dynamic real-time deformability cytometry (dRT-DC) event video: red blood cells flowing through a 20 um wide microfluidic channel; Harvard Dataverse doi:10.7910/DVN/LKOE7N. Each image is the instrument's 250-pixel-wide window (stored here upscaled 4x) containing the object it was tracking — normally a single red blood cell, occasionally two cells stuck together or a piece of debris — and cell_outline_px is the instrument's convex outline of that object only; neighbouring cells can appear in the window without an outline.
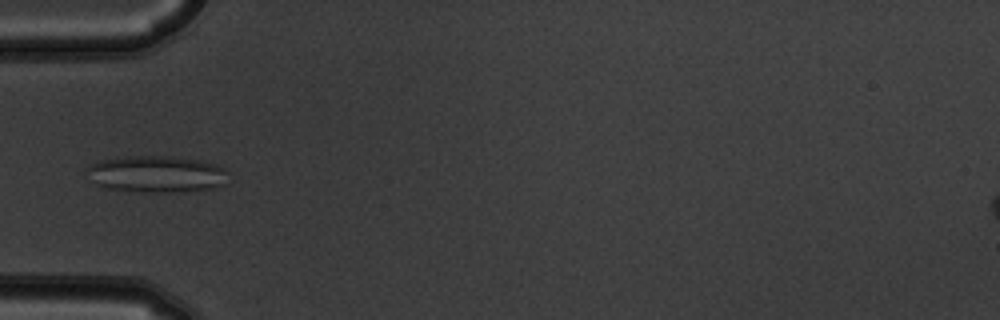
{"species": "common noctule bat (a hibernating species)", "species_latin": "Nyctalus noctula", "temperature_condition": "warm", "stored_images_in_passage": 4, "camera_frame_rate_fps": 3000, "um_per_image_px": 0.085, "animal": {"sex": "male", "body_mass_g": 19.5, "forearm_length_mm": 54.6}, "frame": {"image": 1, "passage_image": 4, "time_ms": 1.0, "image_size_px": [1000, 320], "cell_outline_px": [[228, 172], [224, 184], [216, 188], [168, 192], [144, 192], [104, 188], [96, 184], [84, 168], [88, 164], [100, 160], [124, 156], [164, 156], [200, 160], [216, 164], [224, 168]], "centroid_in_image_um": [13.27, 14.79], "position_along_channel_um": 71.7, "area_um2": 30.35}}